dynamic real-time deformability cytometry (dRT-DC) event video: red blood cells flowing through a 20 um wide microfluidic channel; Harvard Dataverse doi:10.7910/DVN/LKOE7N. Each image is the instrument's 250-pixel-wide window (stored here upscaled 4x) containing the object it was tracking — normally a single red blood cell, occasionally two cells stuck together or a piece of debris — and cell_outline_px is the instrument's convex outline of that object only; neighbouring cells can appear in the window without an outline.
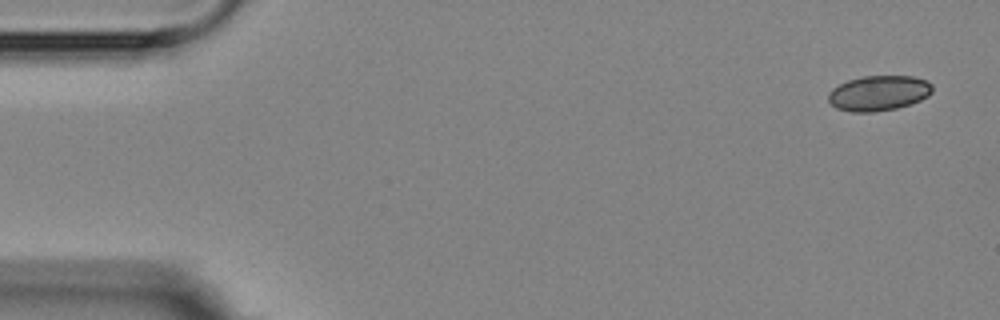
{"species": "Egyptian fruit bat (a non-hibernating species)", "species_latin": "Rousettus aegyptiacus", "temperature_condition": "room temperature", "stored_images_in_passage": 8, "camera_frame_rate_fps": 3000, "um_per_image_px": 0.085, "animal": {"sex": "female"}, "frame": {"image": 1, "passage_image": 1, "time_ms": 0.0, "image_size_px": [1000, 320], "cell_outline_px": [[932, 92], [928, 96], [920, 100], [896, 108], [872, 112], [852, 112], [836, 108], [828, 100], [828, 92], [832, 88], [848, 80], [864, 76], [912, 76], [924, 80], [932, 84]], "centroid_in_image_um": [74.66, 7.91], "position_along_channel_um": 10.3, "area_um2": 21.21}}
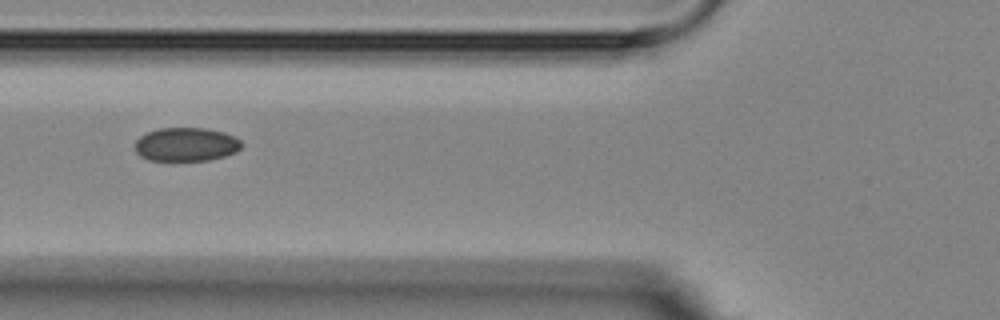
{"frame": {"image": 2, "passage_image": 6, "time_ms": 6.0, "image_size_px": [1000, 320], "cell_outline_px": [[244, 144], [236, 152], [224, 156], [208, 160], [172, 164], [148, 160], [140, 156], [136, 152], [136, 140], [140, 136], [148, 132], [160, 128], [208, 128], [224, 132], [236, 136]], "centroid_in_image_um": [15.82, 12.32], "position_along_channel_um": 110.0, "area_um2": 21.85}}
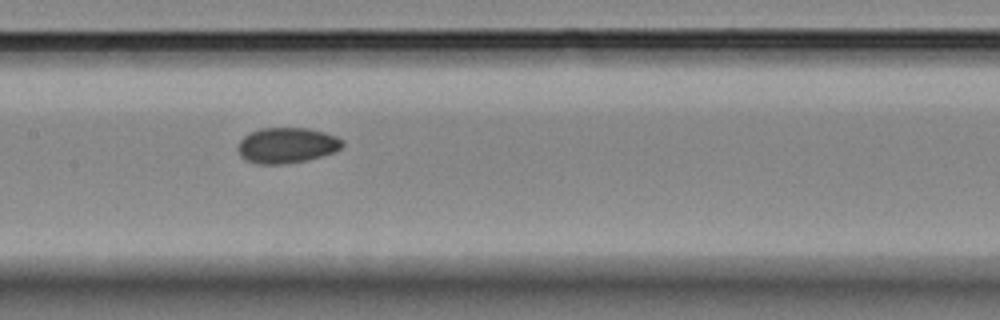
{"frame": {"image": 3, "passage_image": 8, "time_ms": 8.0, "image_size_px": [1000, 320], "cell_outline_px": [[344, 144], [336, 152], [304, 160], [284, 164], [256, 164], [240, 156], [236, 148], [240, 140], [244, 136], [260, 128], [308, 128], [324, 132], [336, 136], [344, 140]], "centroid_in_image_um": [24.37, 12.35], "position_along_channel_um": 183.0, "area_um2": 21.68}}